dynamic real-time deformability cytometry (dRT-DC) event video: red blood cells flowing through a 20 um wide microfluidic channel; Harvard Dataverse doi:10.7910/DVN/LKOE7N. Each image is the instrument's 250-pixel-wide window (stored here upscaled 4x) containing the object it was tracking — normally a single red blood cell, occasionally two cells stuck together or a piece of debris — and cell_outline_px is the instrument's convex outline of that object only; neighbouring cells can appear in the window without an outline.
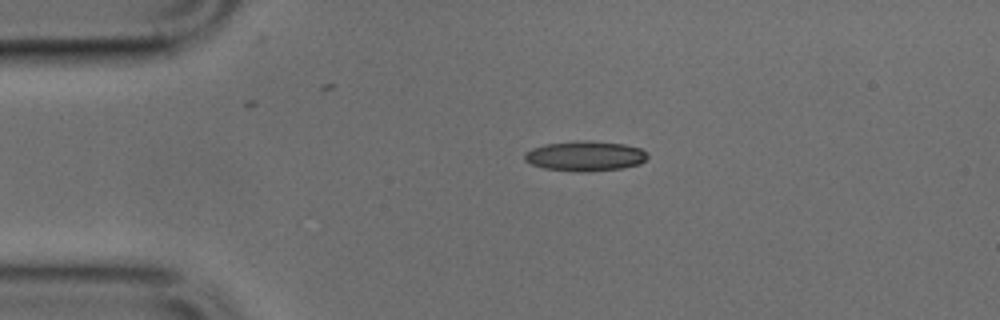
{"species": "common noctule bat (a hibernating species)", "species_latin": "Nyctalus noctula", "temperature_condition": "cold", "stored_images_in_passage": 32, "camera_frame_rate_fps": 3000, "um_per_image_px": 0.085, "animal": {"sex": "male", "body_mass_g": 17.9, "forearm_length_mm": 54.2}, "frame": {"image": 1, "passage_image": 1, "time_ms": 0.0, "image_size_px": [1000, 320], "cell_outline_px": [[648, 156], [640, 164], [624, 168], [584, 172], [544, 168], [532, 164], [524, 160], [524, 152], [532, 148], [544, 144], [584, 140], [624, 144], [640, 148]], "centroid_in_image_um": [49.72, 13.26], "position_along_channel_um": 35.3, "area_um2": 21.39}}
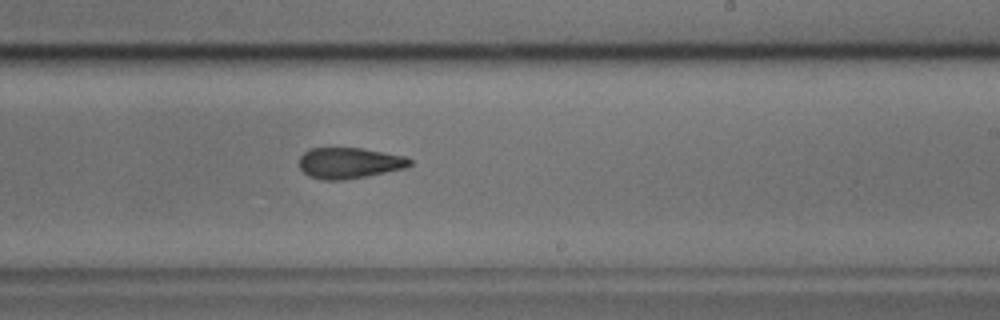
{"frame": {"image": 2, "passage_image": 20, "time_ms": 6.333, "image_size_px": [1000, 320], "cell_outline_px": [[412, 164], [404, 168], [344, 180], [324, 180], [308, 176], [300, 168], [300, 156], [308, 148], [364, 148], [404, 156], [412, 160]], "centroid_in_image_um": [29.66, 13.84], "position_along_channel_um": 259.3, "area_um2": 19.83}}
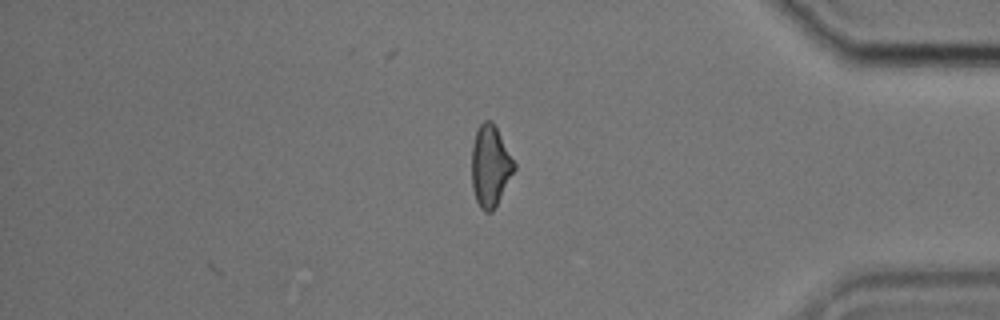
{"frame": {"image": 3, "passage_image": 32, "time_ms": 10.333, "image_size_px": [1000, 320], "cell_outline_px": [[516, 168], [492, 212], [484, 212], [480, 208], [476, 200], [472, 188], [472, 144], [476, 132], [480, 124], [484, 120], [492, 120], [516, 164]], "centroid_in_image_um": [41.66, 14.11], "position_along_channel_um": 393.5, "area_um2": 20.0}}